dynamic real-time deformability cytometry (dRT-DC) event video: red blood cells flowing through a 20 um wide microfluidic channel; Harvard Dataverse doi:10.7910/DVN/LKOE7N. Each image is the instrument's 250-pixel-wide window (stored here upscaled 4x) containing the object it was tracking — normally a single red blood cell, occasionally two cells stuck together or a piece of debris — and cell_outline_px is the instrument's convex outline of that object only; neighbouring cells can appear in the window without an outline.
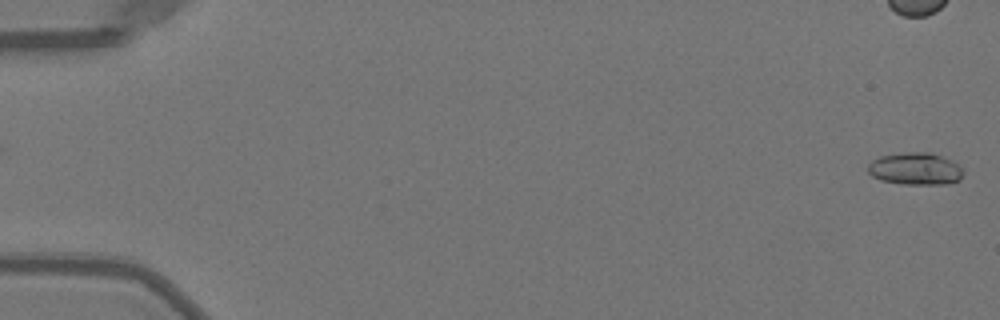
{"species": "Egyptian fruit bat (a non-hibernating species)", "species_latin": "Rousettus aegyptiacus", "temperature_condition": "warm", "stored_images_in_passage": 14, "camera_frame_rate_fps": 3000, "um_per_image_px": 0.085, "animal": {"sex": "female"}, "frame": {"image": 1, "passage_image": 1, "time_ms": 0.0, "image_size_px": [1000, 320], "cell_outline_px": [[964, 172], [960, 180], [948, 184], [904, 184], [880, 180], [872, 176], [868, 172], [868, 164], [872, 160], [880, 156], [904, 152], [932, 152], [952, 160]], "centroid_in_image_um": [77.8, 14.34], "position_along_channel_um": 7.2, "area_um2": 18.03}}